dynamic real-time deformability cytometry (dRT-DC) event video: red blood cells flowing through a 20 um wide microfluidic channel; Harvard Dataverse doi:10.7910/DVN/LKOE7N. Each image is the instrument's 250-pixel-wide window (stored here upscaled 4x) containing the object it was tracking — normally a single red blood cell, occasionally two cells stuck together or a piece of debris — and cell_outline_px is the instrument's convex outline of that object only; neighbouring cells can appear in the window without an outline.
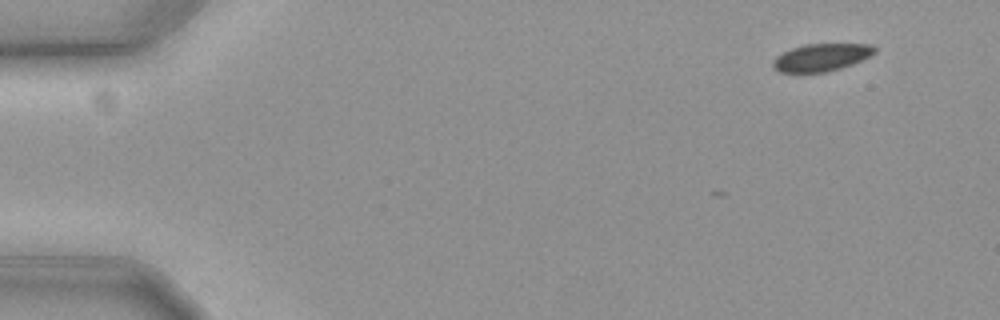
{"species": "common noctule bat (a hibernating species)", "species_latin": "Nyctalus noctula", "temperature_condition": "cold", "stored_images_in_passage": 8, "camera_frame_rate_fps": 3000, "um_per_image_px": 0.085, "animal": {"sex": "female", "body_mass_g": 19.3, "forearm_length_mm": 54.1}, "frame": {"image": 1, "passage_image": 1, "time_ms": 0.0, "image_size_px": [1000, 320], "cell_outline_px": [[876, 52], [852, 64], [828, 72], [780, 72], [772, 68], [772, 60], [776, 56], [792, 48], [804, 44], [872, 44], [876, 48]], "centroid_in_image_um": [69.78, 4.87], "position_along_channel_um": 15.2, "area_um2": 16.24}}